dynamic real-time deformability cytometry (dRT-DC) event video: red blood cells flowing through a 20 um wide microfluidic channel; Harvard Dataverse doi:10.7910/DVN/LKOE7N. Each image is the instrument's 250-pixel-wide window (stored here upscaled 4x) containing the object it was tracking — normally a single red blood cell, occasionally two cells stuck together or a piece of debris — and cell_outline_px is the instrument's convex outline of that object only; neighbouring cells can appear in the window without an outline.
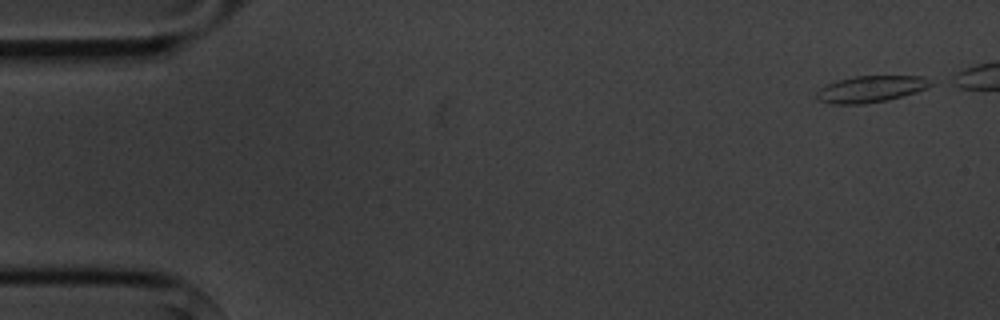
{"species": "common noctule bat (a hibernating species)", "species_latin": "Nyctalus noctula", "temperature_condition": "cold", "stored_images_in_passage": 5, "camera_frame_rate_fps": 3000, "um_per_image_px": 0.085, "animal": {"sex": "male", "body_mass_g": 20.1, "forearm_length_mm": 53.5}, "frame": {"image": 1, "passage_image": 1, "time_ms": 0.0, "image_size_px": [1000, 320], "cell_outline_px": [[936, 84], [916, 92], [888, 100], [864, 104], [832, 104], [816, 100], [816, 92], [820, 88], [828, 84], [840, 80], [856, 76], [924, 76]], "centroid_in_image_um": [74.03, 7.57], "position_along_channel_um": 11.0, "area_um2": 17.69}}